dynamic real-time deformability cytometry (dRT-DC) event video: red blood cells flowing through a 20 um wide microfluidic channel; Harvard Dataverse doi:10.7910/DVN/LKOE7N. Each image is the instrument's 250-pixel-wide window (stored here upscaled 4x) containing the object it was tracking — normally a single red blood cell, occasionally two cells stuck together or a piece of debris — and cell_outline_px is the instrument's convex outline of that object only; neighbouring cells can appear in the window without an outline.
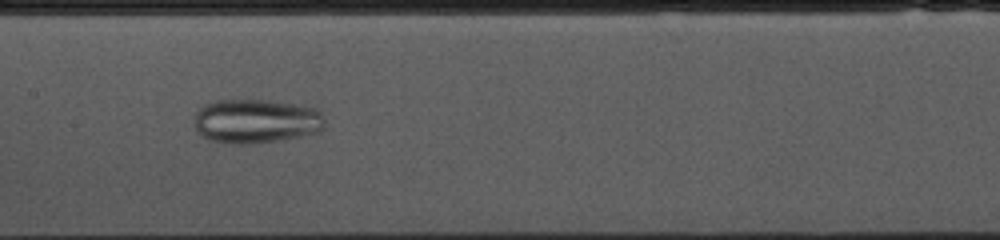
{"species": "common noctule bat (a hibernating species)", "species_latin": "Nyctalus noctula", "temperature_condition": "cold", "stored_images_in_passage": 54, "camera_frame_rate_fps": 3000, "um_per_image_px": 0.085, "animal": {"sex": "female", "body_mass_g": 10.0, "forearm_length_mm": 53.1}, "frame": {"image": 1, "passage_image": 25, "time_ms": 8.0, "image_size_px": [1000, 240], "cell_outline_px": [[324, 128], [320, 132], [280, 140], [252, 144], [236, 144], [212, 140], [204, 136], [196, 128], [196, 112], [204, 104], [216, 100], [272, 100], [316, 104], [324, 120]], "centroid_in_image_um": [21.88, 10.26], "position_along_channel_um": 185.5, "area_um2": 34.22}}
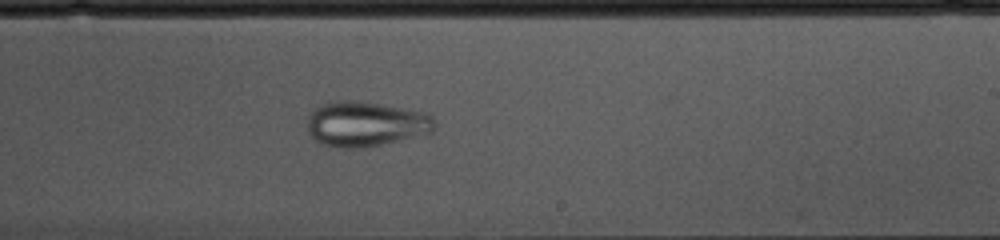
{"frame": {"image": 2, "passage_image": 31, "time_ms": 10.0, "image_size_px": [1000, 240], "cell_outline_px": [[436, 124], [432, 132], [364, 148], [336, 148], [324, 144], [316, 140], [308, 132], [308, 112], [320, 104], [336, 100], [360, 100], [428, 112], [432, 116]], "centroid_in_image_um": [31.06, 10.51], "position_along_channel_um": 257.9, "area_um2": 33.81}}